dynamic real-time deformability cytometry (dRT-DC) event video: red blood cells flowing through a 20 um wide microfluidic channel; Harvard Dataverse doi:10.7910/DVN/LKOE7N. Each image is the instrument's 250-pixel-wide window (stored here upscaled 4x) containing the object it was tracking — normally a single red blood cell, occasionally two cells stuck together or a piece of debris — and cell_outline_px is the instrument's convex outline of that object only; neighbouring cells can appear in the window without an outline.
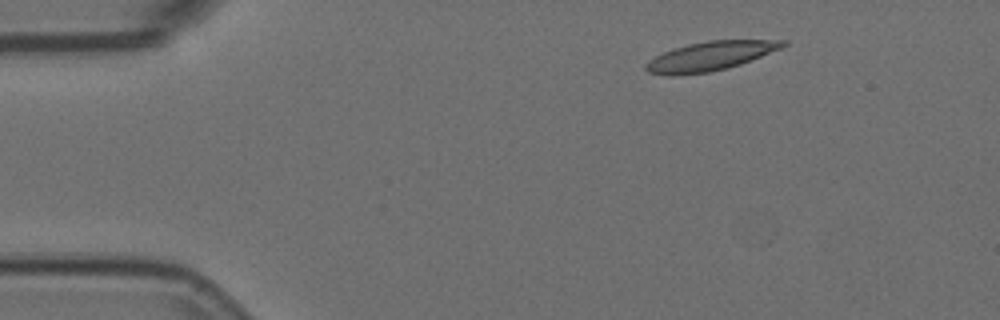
{"species": "Egyptian fruit bat (a non-hibernating species)", "species_latin": "Rousettus aegyptiacus", "temperature_condition": "room temperature", "stored_images_in_passage": 5, "camera_frame_rate_fps": 3000, "um_per_image_px": 0.085, "animal": {"sex": "female"}, "frame": {"image": 1, "passage_image": 1, "time_ms": 0.0, "image_size_px": [1000, 320], "cell_outline_px": [[788, 44], [780, 48], [740, 64], [728, 68], [708, 72], [676, 76], [668, 76], [648, 72], [644, 68], [644, 64], [648, 60], [672, 48], [688, 44], [708, 40], [788, 40]], "centroid_in_image_um": [60.31, 4.78], "position_along_channel_um": 24.7, "area_um2": 23.24}}